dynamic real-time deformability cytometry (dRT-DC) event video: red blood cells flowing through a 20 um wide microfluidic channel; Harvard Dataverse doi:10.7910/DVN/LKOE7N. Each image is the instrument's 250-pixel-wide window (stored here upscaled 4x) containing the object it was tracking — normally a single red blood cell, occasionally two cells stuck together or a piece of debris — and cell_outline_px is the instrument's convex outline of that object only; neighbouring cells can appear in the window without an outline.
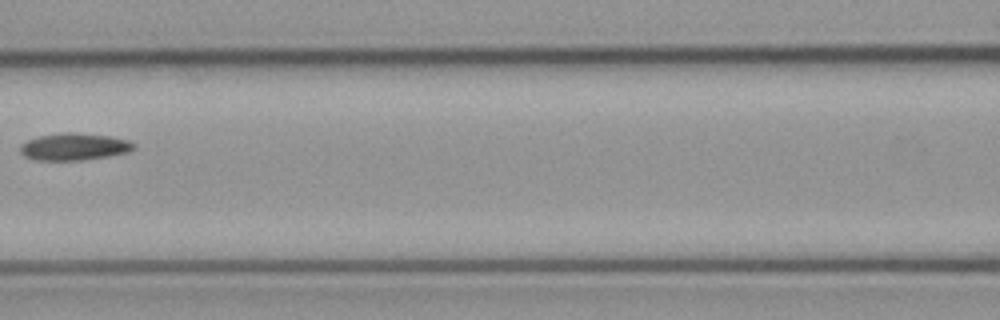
{"species": "common noctule bat (a hibernating species)", "species_latin": "Nyctalus noctula", "temperature_condition": "cold", "stored_images_in_passage": 8, "camera_frame_rate_fps": 3000, "um_per_image_px": 0.085, "animal": {"sex": "male", "body_mass_g": 23.1, "forearm_length_mm": 52.7}, "frame": {"image": 1, "passage_image": 4, "time_ms": 3.667, "image_size_px": [1000, 320], "cell_outline_px": [[136, 148], [128, 152], [108, 156], [80, 160], [36, 160], [24, 156], [20, 152], [20, 144], [28, 140], [40, 136], [60, 132], [76, 132], [108, 136], [128, 140], [136, 144]], "centroid_in_image_um": [6.3, 12.46], "position_along_channel_um": 160.3, "area_um2": 17.98}}
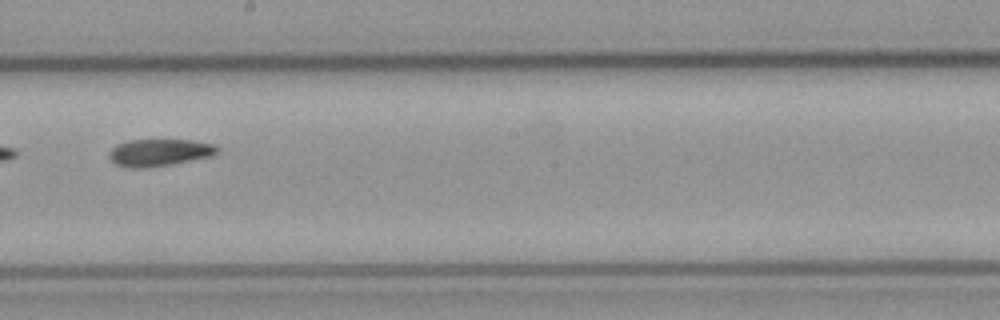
{"frame": {"image": 2, "passage_image": 6, "time_ms": 5.667, "image_size_px": [1000, 320], "cell_outline_px": [[220, 152], [212, 156], [172, 164], [144, 168], [132, 168], [116, 164], [108, 156], [108, 152], [116, 144], [128, 140], [192, 140], [212, 144], [220, 148]], "centroid_in_image_um": [13.55, 12.96], "position_along_channel_um": 234.6, "area_um2": 17.17}}
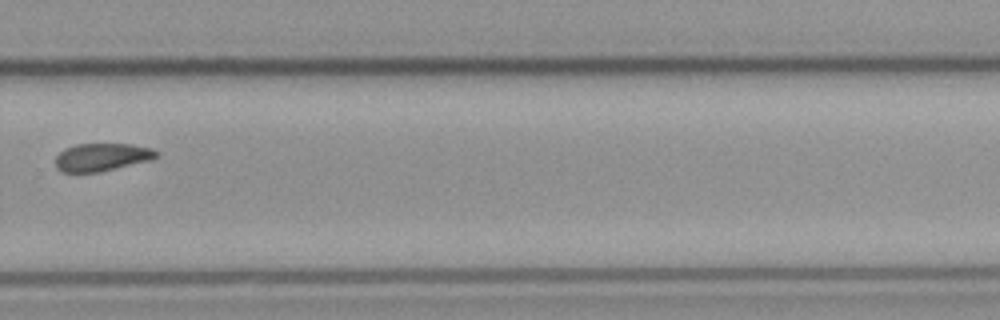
{"frame": {"image": 3, "passage_image": 8, "time_ms": 8.0, "image_size_px": [1000, 320], "cell_outline_px": [[160, 156], [152, 160], [96, 172], [60, 172], [56, 168], [56, 156], [64, 148], [76, 144], [132, 144], [152, 148], [160, 152]], "centroid_in_image_um": [8.69, 13.34], "position_along_channel_um": 321.1, "area_um2": 16.47}}